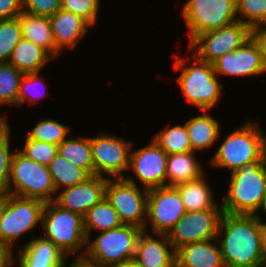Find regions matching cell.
Listing matches in <instances>:
<instances>
[{"instance_id":"obj_1","label":"cell","mask_w":266,"mask_h":267,"mask_svg":"<svg viewBox=\"0 0 266 267\" xmlns=\"http://www.w3.org/2000/svg\"><path fill=\"white\" fill-rule=\"evenodd\" d=\"M265 228L261 216L223 213L217 244L225 267H262L261 244ZM222 234L224 238L219 237Z\"/></svg>"},{"instance_id":"obj_13","label":"cell","mask_w":266,"mask_h":267,"mask_svg":"<svg viewBox=\"0 0 266 267\" xmlns=\"http://www.w3.org/2000/svg\"><path fill=\"white\" fill-rule=\"evenodd\" d=\"M223 209L186 211L167 234L175 250L183 245L217 238Z\"/></svg>"},{"instance_id":"obj_40","label":"cell","mask_w":266,"mask_h":267,"mask_svg":"<svg viewBox=\"0 0 266 267\" xmlns=\"http://www.w3.org/2000/svg\"><path fill=\"white\" fill-rule=\"evenodd\" d=\"M22 12V0H0V20L17 18Z\"/></svg>"},{"instance_id":"obj_30","label":"cell","mask_w":266,"mask_h":267,"mask_svg":"<svg viewBox=\"0 0 266 267\" xmlns=\"http://www.w3.org/2000/svg\"><path fill=\"white\" fill-rule=\"evenodd\" d=\"M153 140L169 155L191 152L188 131L186 125L166 126L155 134Z\"/></svg>"},{"instance_id":"obj_34","label":"cell","mask_w":266,"mask_h":267,"mask_svg":"<svg viewBox=\"0 0 266 267\" xmlns=\"http://www.w3.org/2000/svg\"><path fill=\"white\" fill-rule=\"evenodd\" d=\"M238 21L252 27L266 25V0H236Z\"/></svg>"},{"instance_id":"obj_32","label":"cell","mask_w":266,"mask_h":267,"mask_svg":"<svg viewBox=\"0 0 266 267\" xmlns=\"http://www.w3.org/2000/svg\"><path fill=\"white\" fill-rule=\"evenodd\" d=\"M23 38L19 18L0 20V63H8Z\"/></svg>"},{"instance_id":"obj_37","label":"cell","mask_w":266,"mask_h":267,"mask_svg":"<svg viewBox=\"0 0 266 267\" xmlns=\"http://www.w3.org/2000/svg\"><path fill=\"white\" fill-rule=\"evenodd\" d=\"M61 9L82 17L92 27L98 19L100 0H62Z\"/></svg>"},{"instance_id":"obj_21","label":"cell","mask_w":266,"mask_h":267,"mask_svg":"<svg viewBox=\"0 0 266 267\" xmlns=\"http://www.w3.org/2000/svg\"><path fill=\"white\" fill-rule=\"evenodd\" d=\"M216 242L217 238L181 246L176 250V267H225Z\"/></svg>"},{"instance_id":"obj_31","label":"cell","mask_w":266,"mask_h":267,"mask_svg":"<svg viewBox=\"0 0 266 267\" xmlns=\"http://www.w3.org/2000/svg\"><path fill=\"white\" fill-rule=\"evenodd\" d=\"M24 73L9 63H0V106H18V95Z\"/></svg>"},{"instance_id":"obj_45","label":"cell","mask_w":266,"mask_h":267,"mask_svg":"<svg viewBox=\"0 0 266 267\" xmlns=\"http://www.w3.org/2000/svg\"><path fill=\"white\" fill-rule=\"evenodd\" d=\"M115 267H142L135 257L125 260Z\"/></svg>"},{"instance_id":"obj_22","label":"cell","mask_w":266,"mask_h":267,"mask_svg":"<svg viewBox=\"0 0 266 267\" xmlns=\"http://www.w3.org/2000/svg\"><path fill=\"white\" fill-rule=\"evenodd\" d=\"M18 18L20 20L23 38L42 47L54 59L61 55L56 48L49 17L22 12Z\"/></svg>"},{"instance_id":"obj_4","label":"cell","mask_w":266,"mask_h":267,"mask_svg":"<svg viewBox=\"0 0 266 267\" xmlns=\"http://www.w3.org/2000/svg\"><path fill=\"white\" fill-rule=\"evenodd\" d=\"M258 122L252 120L229 133L211 158L212 168H228L230 172L244 165L266 160V134Z\"/></svg>"},{"instance_id":"obj_12","label":"cell","mask_w":266,"mask_h":267,"mask_svg":"<svg viewBox=\"0 0 266 267\" xmlns=\"http://www.w3.org/2000/svg\"><path fill=\"white\" fill-rule=\"evenodd\" d=\"M92 155L95 166V176L111 178H124L123 172L128 171L130 152L133 143L117 137L100 133L90 137Z\"/></svg>"},{"instance_id":"obj_20","label":"cell","mask_w":266,"mask_h":267,"mask_svg":"<svg viewBox=\"0 0 266 267\" xmlns=\"http://www.w3.org/2000/svg\"><path fill=\"white\" fill-rule=\"evenodd\" d=\"M26 244V245H25ZM19 251V267H65L67 256L45 238H34L25 243Z\"/></svg>"},{"instance_id":"obj_15","label":"cell","mask_w":266,"mask_h":267,"mask_svg":"<svg viewBox=\"0 0 266 267\" xmlns=\"http://www.w3.org/2000/svg\"><path fill=\"white\" fill-rule=\"evenodd\" d=\"M167 158L168 154L151 139L149 145L130 152L128 172L135 173L147 190L166 186Z\"/></svg>"},{"instance_id":"obj_39","label":"cell","mask_w":266,"mask_h":267,"mask_svg":"<svg viewBox=\"0 0 266 267\" xmlns=\"http://www.w3.org/2000/svg\"><path fill=\"white\" fill-rule=\"evenodd\" d=\"M62 0H22V10L25 13L50 17L61 9Z\"/></svg>"},{"instance_id":"obj_11","label":"cell","mask_w":266,"mask_h":267,"mask_svg":"<svg viewBox=\"0 0 266 267\" xmlns=\"http://www.w3.org/2000/svg\"><path fill=\"white\" fill-rule=\"evenodd\" d=\"M251 39V27L235 21L220 29L205 32L196 36L188 46V51L196 52L199 59L214 63L228 52L243 46Z\"/></svg>"},{"instance_id":"obj_9","label":"cell","mask_w":266,"mask_h":267,"mask_svg":"<svg viewBox=\"0 0 266 267\" xmlns=\"http://www.w3.org/2000/svg\"><path fill=\"white\" fill-rule=\"evenodd\" d=\"M134 176L107 180L105 197L117 211L123 224L133 225L147 232L148 190L139 188Z\"/></svg>"},{"instance_id":"obj_17","label":"cell","mask_w":266,"mask_h":267,"mask_svg":"<svg viewBox=\"0 0 266 267\" xmlns=\"http://www.w3.org/2000/svg\"><path fill=\"white\" fill-rule=\"evenodd\" d=\"M218 75L246 77L266 73L260 53L255 43L250 39L238 49L226 53L214 63Z\"/></svg>"},{"instance_id":"obj_24","label":"cell","mask_w":266,"mask_h":267,"mask_svg":"<svg viewBox=\"0 0 266 267\" xmlns=\"http://www.w3.org/2000/svg\"><path fill=\"white\" fill-rule=\"evenodd\" d=\"M54 59L46 50L37 46L32 41L22 38L14 48L9 64L20 72H41L46 63Z\"/></svg>"},{"instance_id":"obj_16","label":"cell","mask_w":266,"mask_h":267,"mask_svg":"<svg viewBox=\"0 0 266 267\" xmlns=\"http://www.w3.org/2000/svg\"><path fill=\"white\" fill-rule=\"evenodd\" d=\"M107 177L91 176L85 182L64 188L54 202L61 208L78 213L83 217L105 197Z\"/></svg>"},{"instance_id":"obj_25","label":"cell","mask_w":266,"mask_h":267,"mask_svg":"<svg viewBox=\"0 0 266 267\" xmlns=\"http://www.w3.org/2000/svg\"><path fill=\"white\" fill-rule=\"evenodd\" d=\"M197 115L185 122L193 152L210 148L220 136L219 122L207 114Z\"/></svg>"},{"instance_id":"obj_3","label":"cell","mask_w":266,"mask_h":267,"mask_svg":"<svg viewBox=\"0 0 266 267\" xmlns=\"http://www.w3.org/2000/svg\"><path fill=\"white\" fill-rule=\"evenodd\" d=\"M194 63L187 65L190 59L176 56L174 70L182 71L177 77L181 92L189 104L195 105L201 111H209L221 97L223 85L218 81L214 65L199 59L193 54Z\"/></svg>"},{"instance_id":"obj_23","label":"cell","mask_w":266,"mask_h":267,"mask_svg":"<svg viewBox=\"0 0 266 267\" xmlns=\"http://www.w3.org/2000/svg\"><path fill=\"white\" fill-rule=\"evenodd\" d=\"M202 168L193 151L169 154L166 165V185L177 186L196 180L205 174Z\"/></svg>"},{"instance_id":"obj_42","label":"cell","mask_w":266,"mask_h":267,"mask_svg":"<svg viewBox=\"0 0 266 267\" xmlns=\"http://www.w3.org/2000/svg\"><path fill=\"white\" fill-rule=\"evenodd\" d=\"M13 252L14 249L0 243V267H12L16 263Z\"/></svg>"},{"instance_id":"obj_28","label":"cell","mask_w":266,"mask_h":267,"mask_svg":"<svg viewBox=\"0 0 266 267\" xmlns=\"http://www.w3.org/2000/svg\"><path fill=\"white\" fill-rule=\"evenodd\" d=\"M117 211L104 197L93 206L84 216V229L87 238H91L92 232H103L121 226Z\"/></svg>"},{"instance_id":"obj_44","label":"cell","mask_w":266,"mask_h":267,"mask_svg":"<svg viewBox=\"0 0 266 267\" xmlns=\"http://www.w3.org/2000/svg\"><path fill=\"white\" fill-rule=\"evenodd\" d=\"M261 261H262V267H266V228L262 236Z\"/></svg>"},{"instance_id":"obj_47","label":"cell","mask_w":266,"mask_h":267,"mask_svg":"<svg viewBox=\"0 0 266 267\" xmlns=\"http://www.w3.org/2000/svg\"><path fill=\"white\" fill-rule=\"evenodd\" d=\"M261 210H263V213H266V186H265V192H264V197H263V201L261 204Z\"/></svg>"},{"instance_id":"obj_27","label":"cell","mask_w":266,"mask_h":267,"mask_svg":"<svg viewBox=\"0 0 266 267\" xmlns=\"http://www.w3.org/2000/svg\"><path fill=\"white\" fill-rule=\"evenodd\" d=\"M58 154L84 169L90 176H95L90 137L66 138L58 145Z\"/></svg>"},{"instance_id":"obj_36","label":"cell","mask_w":266,"mask_h":267,"mask_svg":"<svg viewBox=\"0 0 266 267\" xmlns=\"http://www.w3.org/2000/svg\"><path fill=\"white\" fill-rule=\"evenodd\" d=\"M10 126L0 132V196L7 194L10 164L13 150H10Z\"/></svg>"},{"instance_id":"obj_19","label":"cell","mask_w":266,"mask_h":267,"mask_svg":"<svg viewBox=\"0 0 266 267\" xmlns=\"http://www.w3.org/2000/svg\"><path fill=\"white\" fill-rule=\"evenodd\" d=\"M49 19L56 48L60 53L64 48L74 49L91 26L82 17L63 9L58 10Z\"/></svg>"},{"instance_id":"obj_18","label":"cell","mask_w":266,"mask_h":267,"mask_svg":"<svg viewBox=\"0 0 266 267\" xmlns=\"http://www.w3.org/2000/svg\"><path fill=\"white\" fill-rule=\"evenodd\" d=\"M148 231L139 235L135 258L142 267H176V250L166 234H156L157 240Z\"/></svg>"},{"instance_id":"obj_2","label":"cell","mask_w":266,"mask_h":267,"mask_svg":"<svg viewBox=\"0 0 266 267\" xmlns=\"http://www.w3.org/2000/svg\"><path fill=\"white\" fill-rule=\"evenodd\" d=\"M230 174L229 189L221 202L223 212L259 216L266 186V160L248 163Z\"/></svg>"},{"instance_id":"obj_41","label":"cell","mask_w":266,"mask_h":267,"mask_svg":"<svg viewBox=\"0 0 266 267\" xmlns=\"http://www.w3.org/2000/svg\"><path fill=\"white\" fill-rule=\"evenodd\" d=\"M251 39L257 46L262 62L266 68V25L252 27Z\"/></svg>"},{"instance_id":"obj_14","label":"cell","mask_w":266,"mask_h":267,"mask_svg":"<svg viewBox=\"0 0 266 267\" xmlns=\"http://www.w3.org/2000/svg\"><path fill=\"white\" fill-rule=\"evenodd\" d=\"M186 209L175 186H162L148 190L147 219L153 233L168 234Z\"/></svg>"},{"instance_id":"obj_10","label":"cell","mask_w":266,"mask_h":267,"mask_svg":"<svg viewBox=\"0 0 266 267\" xmlns=\"http://www.w3.org/2000/svg\"><path fill=\"white\" fill-rule=\"evenodd\" d=\"M182 17L190 42L198 35L220 29L237 21L236 0H187Z\"/></svg>"},{"instance_id":"obj_33","label":"cell","mask_w":266,"mask_h":267,"mask_svg":"<svg viewBox=\"0 0 266 267\" xmlns=\"http://www.w3.org/2000/svg\"><path fill=\"white\" fill-rule=\"evenodd\" d=\"M69 131V126L48 118L40 120L29 132L27 137L29 139L48 142L58 146L67 138Z\"/></svg>"},{"instance_id":"obj_29","label":"cell","mask_w":266,"mask_h":267,"mask_svg":"<svg viewBox=\"0 0 266 267\" xmlns=\"http://www.w3.org/2000/svg\"><path fill=\"white\" fill-rule=\"evenodd\" d=\"M48 167L56 193L59 189L75 186L91 177L84 169L77 167L58 153Z\"/></svg>"},{"instance_id":"obj_43","label":"cell","mask_w":266,"mask_h":267,"mask_svg":"<svg viewBox=\"0 0 266 267\" xmlns=\"http://www.w3.org/2000/svg\"><path fill=\"white\" fill-rule=\"evenodd\" d=\"M69 267H105V266L100 264L98 261L90 258L86 254H82V252H80V254L76 256L74 261L70 263Z\"/></svg>"},{"instance_id":"obj_6","label":"cell","mask_w":266,"mask_h":267,"mask_svg":"<svg viewBox=\"0 0 266 267\" xmlns=\"http://www.w3.org/2000/svg\"><path fill=\"white\" fill-rule=\"evenodd\" d=\"M7 193L45 203L54 201L56 190L49 167L27 158L20 151L13 152Z\"/></svg>"},{"instance_id":"obj_26","label":"cell","mask_w":266,"mask_h":267,"mask_svg":"<svg viewBox=\"0 0 266 267\" xmlns=\"http://www.w3.org/2000/svg\"><path fill=\"white\" fill-rule=\"evenodd\" d=\"M205 175L196 180L175 186L181 196L186 211H199L206 209H223L214 201L213 190L205 181Z\"/></svg>"},{"instance_id":"obj_46","label":"cell","mask_w":266,"mask_h":267,"mask_svg":"<svg viewBox=\"0 0 266 267\" xmlns=\"http://www.w3.org/2000/svg\"><path fill=\"white\" fill-rule=\"evenodd\" d=\"M1 116L2 115L0 114V132L9 125L6 119L7 117L6 116L1 117Z\"/></svg>"},{"instance_id":"obj_7","label":"cell","mask_w":266,"mask_h":267,"mask_svg":"<svg viewBox=\"0 0 266 267\" xmlns=\"http://www.w3.org/2000/svg\"><path fill=\"white\" fill-rule=\"evenodd\" d=\"M45 202L13 194L0 196V243L14 249L15 241L42 223Z\"/></svg>"},{"instance_id":"obj_8","label":"cell","mask_w":266,"mask_h":267,"mask_svg":"<svg viewBox=\"0 0 266 267\" xmlns=\"http://www.w3.org/2000/svg\"><path fill=\"white\" fill-rule=\"evenodd\" d=\"M143 230L133 225L122 224L103 232L93 240L87 238L85 254L105 267H115L133 258L137 241Z\"/></svg>"},{"instance_id":"obj_5","label":"cell","mask_w":266,"mask_h":267,"mask_svg":"<svg viewBox=\"0 0 266 267\" xmlns=\"http://www.w3.org/2000/svg\"><path fill=\"white\" fill-rule=\"evenodd\" d=\"M41 226L43 238L52 241L67 257L79 250L85 254L87 236L82 215L63 209L54 201L46 202Z\"/></svg>"},{"instance_id":"obj_38","label":"cell","mask_w":266,"mask_h":267,"mask_svg":"<svg viewBox=\"0 0 266 267\" xmlns=\"http://www.w3.org/2000/svg\"><path fill=\"white\" fill-rule=\"evenodd\" d=\"M39 74H40L39 72L24 74L23 78L21 79L20 87H19V95H18V105L19 106L25 104L26 103L25 101H27V100L30 101V104L33 102L35 104V103H37L36 101L39 100V97H42L40 99H43L46 96V94L41 95V93H40L41 96H37L38 98L36 96L31 97V95L33 94L32 92L33 91L36 92V90L39 88V86H41L40 83L43 81L42 75L40 76ZM38 82H40V83H38ZM36 87H38V88H36ZM32 89H34V90H32Z\"/></svg>"},{"instance_id":"obj_35","label":"cell","mask_w":266,"mask_h":267,"mask_svg":"<svg viewBox=\"0 0 266 267\" xmlns=\"http://www.w3.org/2000/svg\"><path fill=\"white\" fill-rule=\"evenodd\" d=\"M19 151L29 159L39 164L49 166L50 162L57 154L58 146L26 137L24 147Z\"/></svg>"}]
</instances>
